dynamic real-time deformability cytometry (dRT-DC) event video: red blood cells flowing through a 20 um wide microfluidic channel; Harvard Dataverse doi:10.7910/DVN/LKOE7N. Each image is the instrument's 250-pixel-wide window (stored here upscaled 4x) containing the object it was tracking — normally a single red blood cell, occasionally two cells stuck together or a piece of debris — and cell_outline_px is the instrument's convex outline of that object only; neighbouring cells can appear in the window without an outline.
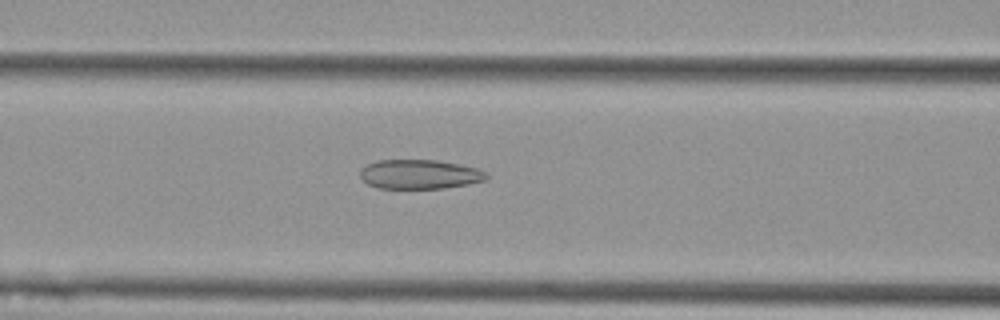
{"species": "Egyptian fruit bat (a non-hibernating species)", "species_latin": "Rousettus aegyptiacus", "temperature_condition": "cold", "stored_images_in_passage": 56, "camera_frame_rate_fps": 3000, "um_per_image_px": 0.085, "animal": {"sex": "female"}, "frame": {"image": 1, "passage_image": 23, "time_ms": 7.333, "image_size_px": [1000, 320], "cell_outline_px": [[488, 176], [484, 180], [468, 184], [444, 188], [380, 188], [368, 184], [360, 176], [360, 168], [376, 160], [436, 160], [460, 164], [476, 168], [488, 172]], "centroid_in_image_um": [35.67, 14.8], "position_along_channel_um": 130.9, "area_um2": 21.56}}
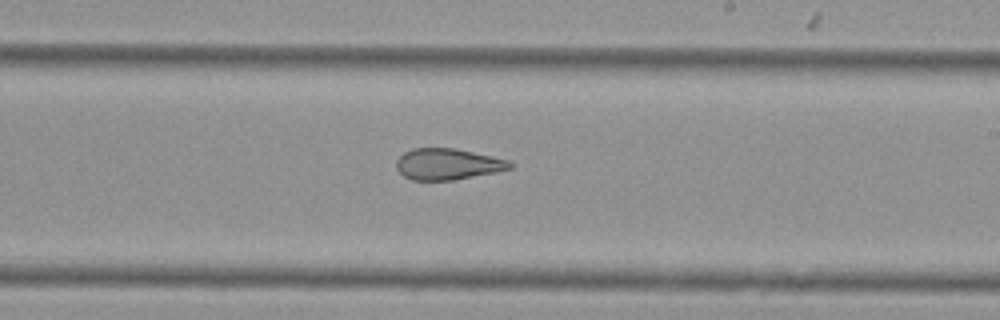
{"frame": {"image": 2, "passage_image": 33, "time_ms": 10.667, "image_size_px": [1000, 320], "cell_outline_px": [[512, 168], [496, 172], [452, 180], [412, 180], [404, 176], [396, 168], [396, 160], [404, 152], [412, 148], [456, 148], [492, 156], [508, 160], [512, 164]], "centroid_in_image_um": [38.03, 13.94], "position_along_channel_um": 251.0, "area_um2": 20.63}}
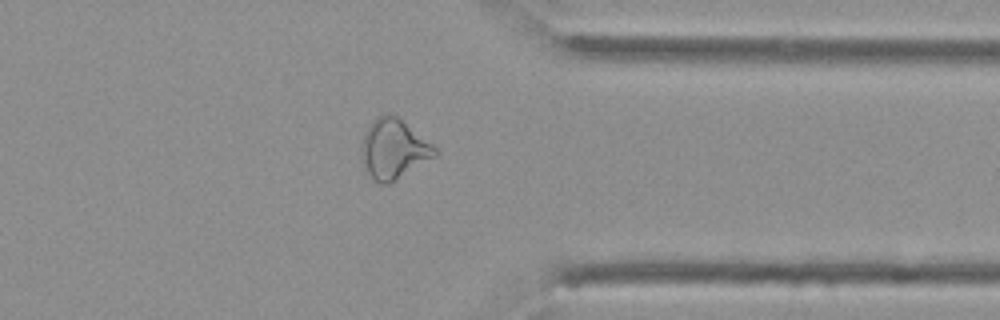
{"frame": {"image": 3, "passage_image": 44, "time_ms": 14.333, "image_size_px": [1000, 320], "cell_outline_px": [[440, 152], [436, 156], [388, 184], [380, 184], [368, 172], [360, 152], [360, 148], [364, 132], [372, 120], [376, 116], [396, 116], [432, 144]], "centroid_in_image_um": [33.45, 12.67], "position_along_channel_um": 378.0, "area_um2": 24.97}, "authors_computed_cell_mechanics": {"area_um2": 27.0215, "velocity_mm_per_s": 3.6153, "shape_relaxation_time_tau1_ms": null, "shape_relaxation_time_tau2_ms": 2.055, "deformation_change_tau1": null, "deformation_change_tau2": 0.0904}}